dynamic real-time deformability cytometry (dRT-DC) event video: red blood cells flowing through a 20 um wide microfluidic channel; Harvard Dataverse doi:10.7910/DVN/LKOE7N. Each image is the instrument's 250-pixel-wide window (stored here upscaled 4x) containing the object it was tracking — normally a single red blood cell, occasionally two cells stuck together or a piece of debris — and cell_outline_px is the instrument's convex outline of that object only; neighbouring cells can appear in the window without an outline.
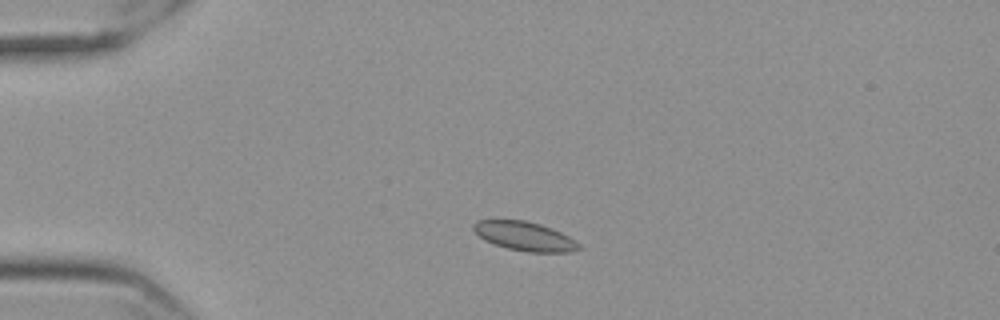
{"species": "Egyptian fruit bat (a non-hibernating species)", "species_latin": "Rousettus aegyptiacus", "temperature_condition": "cold", "stored_images_in_passage": 46, "camera_frame_rate_fps": 3000, "um_per_image_px": 0.085, "frame": {"image": 1, "passage_image": 2, "time_ms": 0.333, "image_size_px": [1000, 320], "cell_outline_px": [[584, 248], [572, 252], [528, 252], [508, 248], [492, 244], [484, 240], [472, 228], [472, 224], [476, 220], [524, 220], [540, 224], [552, 228], [576, 240]], "centroid_in_image_um": [44.62, 20.08], "position_along_channel_um": 40.4, "area_um2": 17.98}}
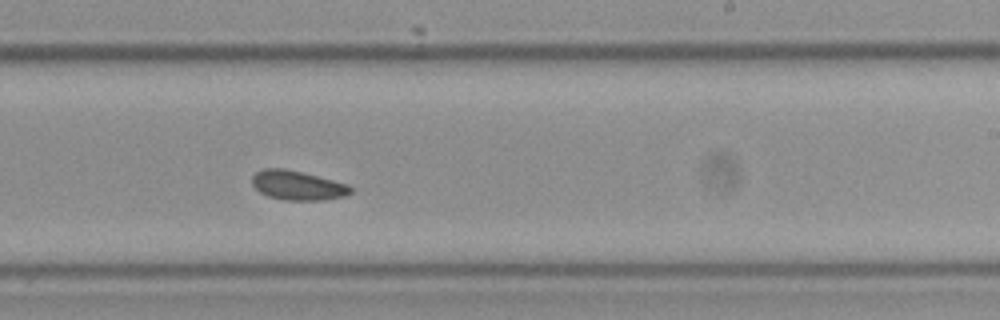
{"frame": {"image": 2, "passage_image": 24, "time_ms": 7.667, "image_size_px": [1000, 320], "cell_outline_px": [[352, 192], [344, 196], [324, 200], [284, 200], [268, 196], [260, 192], [252, 184], [252, 176], [256, 172], [264, 168], [284, 168], [348, 184], [352, 188]], "centroid_in_image_um": [25.28, 15.76], "position_along_channel_um": 263.7, "area_um2": 16.7}}
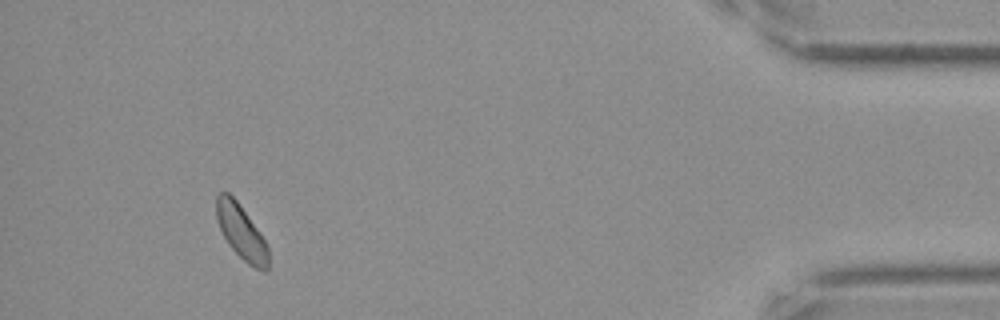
{"frame": {"image": 3, "passage_image": 42, "time_ms": 13.667, "image_size_px": [1000, 320], "cell_outline_px": [[268, 268], [264, 272], [248, 264], [228, 244], [220, 228], [216, 216], [216, 196], [220, 192], [228, 192], [236, 200], [256, 228], [264, 240], [268, 248]], "centroid_in_image_um": [20.49, 19.72], "position_along_channel_um": 414.7, "area_um2": 16.01}, "authors_computed_cell_mechanics": {"area_um2": 16.9065, "velocity_mm_per_s": 3.5172, "shape_relaxation_time_tau1_ms": null, "shape_relaxation_time_tau2_ms": 4.1889, "deformation_change_tau1": null, "deformation_change_tau2": 0.051}}